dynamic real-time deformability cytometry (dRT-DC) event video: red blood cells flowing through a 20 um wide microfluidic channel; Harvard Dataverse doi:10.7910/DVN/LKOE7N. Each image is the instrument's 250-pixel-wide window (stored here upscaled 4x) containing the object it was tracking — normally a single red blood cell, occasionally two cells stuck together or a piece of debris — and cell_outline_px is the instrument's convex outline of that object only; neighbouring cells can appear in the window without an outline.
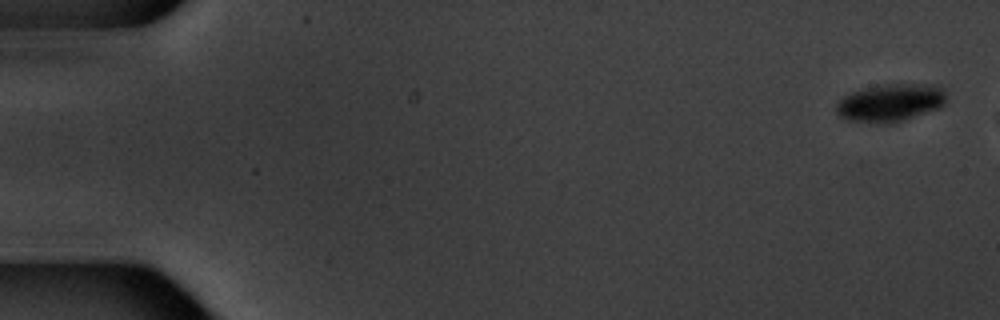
{"species": "common noctule bat (a hibernating species)", "species_latin": "Nyctalus noctula", "temperature_condition": "warm", "stored_images_in_passage": 3, "camera_frame_rate_fps": 3000, "um_per_image_px": 0.085, "animal": {"sex": "male", "body_mass_g": 20.1, "forearm_length_mm": 53.5}, "frame": {"image": 1, "passage_image": 1, "time_ms": 0.0, "image_size_px": [1000, 320], "cell_outline_px": [[944, 104], [940, 108], [892, 124], [884, 124], [848, 120], [840, 116], [836, 112], [836, 104], [844, 96], [860, 88], [880, 84], [936, 84], [944, 88]], "centroid_in_image_um": [75.68, 8.72], "position_along_channel_um": 9.3, "area_um2": 24.51}}